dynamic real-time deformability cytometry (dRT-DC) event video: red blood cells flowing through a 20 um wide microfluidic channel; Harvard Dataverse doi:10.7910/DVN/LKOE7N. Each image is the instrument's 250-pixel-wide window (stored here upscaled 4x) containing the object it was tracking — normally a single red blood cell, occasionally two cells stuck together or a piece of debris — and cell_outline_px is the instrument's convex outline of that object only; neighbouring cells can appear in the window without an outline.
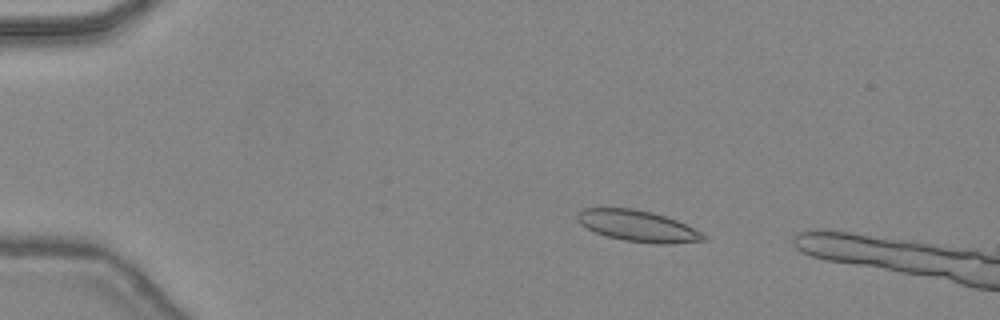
{"species": "common noctule bat (a hibernating species)", "species_latin": "Nyctalus noctula", "temperature_condition": "warm", "stored_images_in_passage": 11, "camera_frame_rate_fps": 3000, "um_per_image_px": 0.085, "animal": {"sex": "female", "body_mass_g": 24.6, "forearm_length_mm": 56.2}, "frame": {"image": 1, "passage_image": 7, "time_ms": 2.0, "image_size_px": [1000, 320], "cell_outline_px": [[708, 240], [668, 244], [656, 244], [624, 240], [604, 236], [580, 224], [576, 220], [576, 212], [584, 208], [636, 208], [652, 212], [676, 220], [708, 236]], "centroid_in_image_um": [54.19, 19.21], "position_along_channel_um": 30.8, "area_um2": 23.0}}